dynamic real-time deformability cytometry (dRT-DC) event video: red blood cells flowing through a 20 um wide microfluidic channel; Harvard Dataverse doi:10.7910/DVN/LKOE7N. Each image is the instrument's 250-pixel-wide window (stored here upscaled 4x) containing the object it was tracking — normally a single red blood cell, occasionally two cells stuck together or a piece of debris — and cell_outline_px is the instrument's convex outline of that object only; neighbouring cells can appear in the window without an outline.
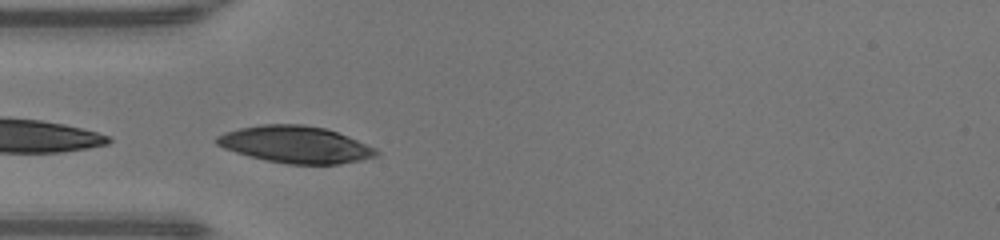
{"species": "human", "species_latin": "Homo sapiens", "temperature_condition": "warm", "stored_images_in_passage": 27, "camera_frame_rate_fps": 3000, "um_per_image_px": 0.085, "donor": {"sex": "male"}, "frame": {"image": 1, "passage_image": 1, "time_ms": 0.0, "image_size_px": [1000, 240], "cell_outline_px": [[380, 152], [376, 156], [360, 160], [340, 164], [288, 164], [248, 156], [224, 148], [216, 144], [216, 136], [224, 132], [240, 128], [260, 124], [304, 124], [324, 128], [348, 136], [376, 148]], "centroid_in_image_um": [25.12, 12.28], "position_along_channel_um": 59.9, "area_um2": 34.22}}
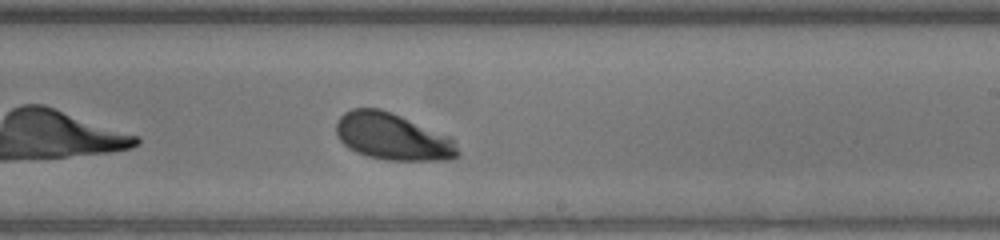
{"frame": {"image": 2, "passage_image": 15, "time_ms": 4.667, "image_size_px": [1000, 240], "cell_outline_px": [[460, 156], [452, 160], [384, 160], [368, 156], [356, 152], [348, 148], [336, 136], [336, 124], [340, 116], [344, 112], [352, 108], [380, 108], [452, 136], [460, 152]], "centroid_in_image_um": [33.4, 11.62], "position_along_channel_um": 255.6, "area_um2": 33.58}}
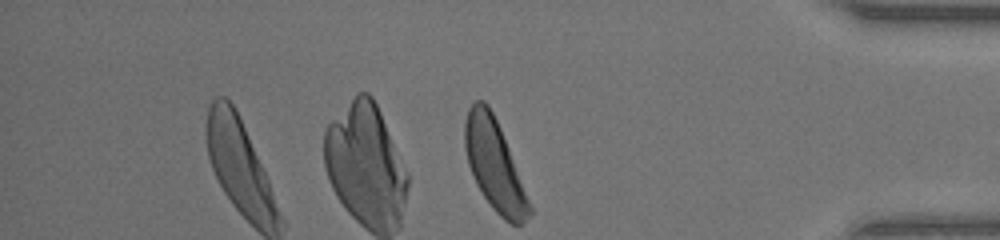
{"frame": {"image": 3, "passage_image": 27, "time_ms": 8.667, "image_size_px": [1000, 240], "cell_outline_px": [[532, 212], [524, 224], [512, 224], [504, 220], [492, 208], [476, 184], [468, 164], [464, 148], [464, 120], [468, 108], [476, 100], [484, 100], [488, 104], [500, 128], [532, 208]], "centroid_in_image_um": [42.0, 14.03], "position_along_channel_um": 393.2, "area_um2": 33.7}, "authors_computed_cell_mechanics": {"area_um2": 33.5818, "velocity_mm_per_s": 4.2269, "shape_relaxation_time_tau1_ms": 2.0162, "shape_relaxation_time_tau2_ms": null, "deformation_change_tau1": 0.161, "deformation_change_tau2": null}}